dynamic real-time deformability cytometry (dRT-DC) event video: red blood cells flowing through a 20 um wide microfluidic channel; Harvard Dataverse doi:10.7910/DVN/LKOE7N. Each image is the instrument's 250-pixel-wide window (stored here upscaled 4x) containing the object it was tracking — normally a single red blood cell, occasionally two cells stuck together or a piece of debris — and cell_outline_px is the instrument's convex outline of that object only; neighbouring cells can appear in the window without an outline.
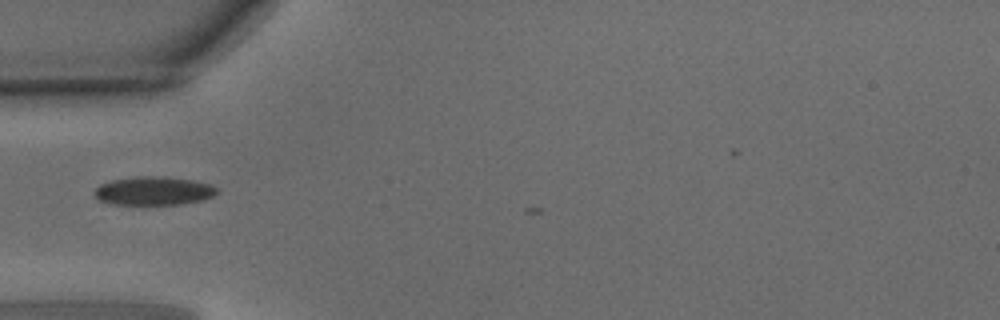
{"species": "common noctule bat (a hibernating species)", "species_latin": "Nyctalus noctula", "temperature_condition": "warm", "stored_images_in_passage": 2, "camera_frame_rate_fps": 3000, "um_per_image_px": 0.085, "animal": {"sex": "male", "body_mass_g": 15.6}, "frame": {"image": 1, "passage_image": 1, "time_ms": 0.0, "image_size_px": [1000, 320], "cell_outline_px": [[220, 192], [204, 200], [180, 204], [112, 204], [100, 200], [92, 192], [100, 184], [112, 180], [136, 176], [164, 176], [192, 180], [212, 184], [220, 188]], "centroid_in_image_um": [13.11, 16.21], "position_along_channel_um": 71.9, "area_um2": 20.58}}